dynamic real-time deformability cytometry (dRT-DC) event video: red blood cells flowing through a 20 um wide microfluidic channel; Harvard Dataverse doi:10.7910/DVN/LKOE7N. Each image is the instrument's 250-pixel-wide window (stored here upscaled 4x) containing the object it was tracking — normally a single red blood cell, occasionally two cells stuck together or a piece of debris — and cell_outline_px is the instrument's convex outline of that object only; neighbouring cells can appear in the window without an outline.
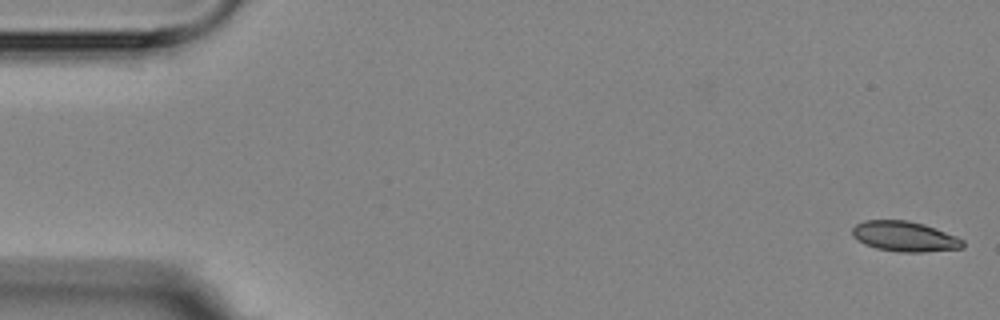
{"species": "Egyptian fruit bat (a non-hibernating species)", "species_latin": "Rousettus aegyptiacus", "temperature_condition": "room temperature", "stored_images_in_passage": 6, "camera_frame_rate_fps": 3000, "um_per_image_px": 0.085, "animal": {"sex": "female"}, "frame": {"image": 1, "passage_image": 1, "time_ms": 0.0, "image_size_px": [1000, 320], "cell_outline_px": [[964, 248], [924, 252], [900, 252], [876, 248], [864, 244], [852, 236], [852, 228], [856, 224], [864, 220], [908, 220], [924, 224], [936, 228], [956, 236], [964, 240]], "centroid_in_image_um": [76.9, 20.09], "position_along_channel_um": 8.1, "area_um2": 19.59}}
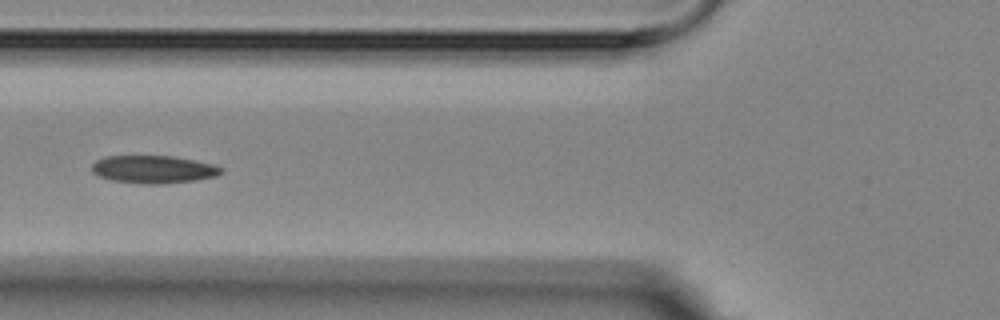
{"frame": {"image": 2, "passage_image": 6, "time_ms": 6.667, "image_size_px": [1000, 320], "cell_outline_px": [[224, 172], [216, 176], [196, 180], [156, 184], [148, 184], [112, 180], [100, 176], [92, 172], [92, 164], [96, 160], [104, 156], [172, 156], [212, 164], [224, 168]], "centroid_in_image_um": [13.05, 14.39], "position_along_channel_um": 112.8, "area_um2": 20.75}}